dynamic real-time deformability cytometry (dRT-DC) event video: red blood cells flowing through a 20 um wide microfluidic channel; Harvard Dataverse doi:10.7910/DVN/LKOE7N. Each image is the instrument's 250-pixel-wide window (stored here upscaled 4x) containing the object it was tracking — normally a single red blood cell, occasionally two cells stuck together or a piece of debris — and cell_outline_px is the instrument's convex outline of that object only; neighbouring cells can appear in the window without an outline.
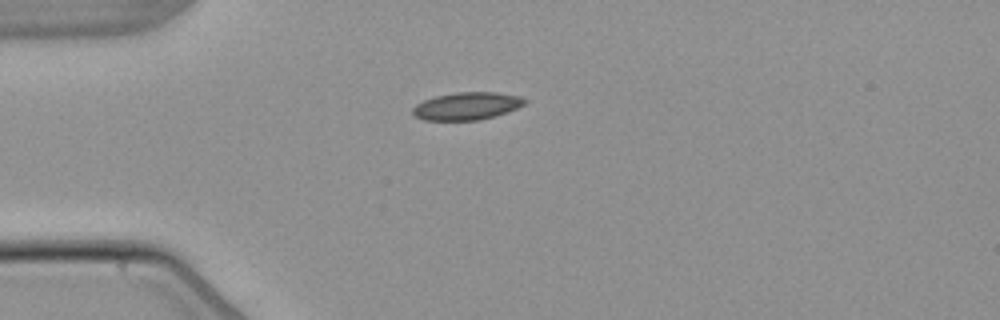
{"species": "common noctule bat (a hibernating species)", "species_latin": "Nyctalus noctula", "temperature_condition": "warm", "stored_images_in_passage": 3, "camera_frame_rate_fps": 3000, "um_per_image_px": 0.085, "animal": {"sex": "male", "body_mass_g": 21.5, "forearm_length_mm": 52.0}, "frame": {"image": 1, "passage_image": 1, "time_ms": 0.0, "image_size_px": [1000, 320], "cell_outline_px": [[528, 100], [524, 104], [516, 108], [496, 116], [480, 120], [424, 120], [416, 116], [412, 112], [412, 108], [416, 104], [424, 100], [436, 96], [456, 92], [496, 92], [520, 96]], "centroid_in_image_um": [39.69, 9.01], "position_along_channel_um": 45.3, "area_um2": 17.98}}
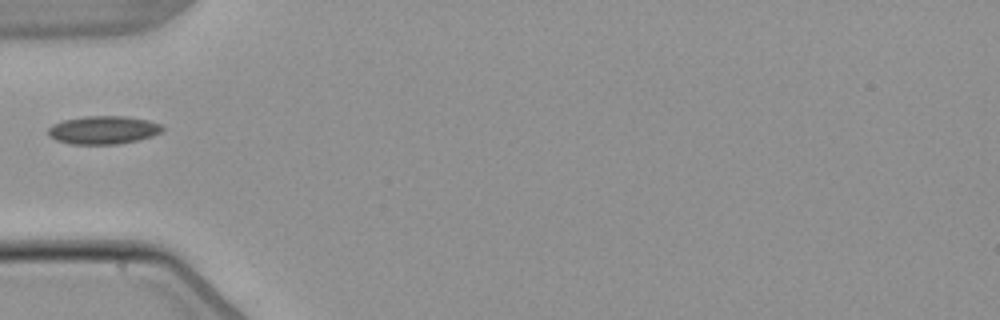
{"frame": {"image": 2, "passage_image": 2, "time_ms": 1.333, "image_size_px": [1000, 320], "cell_outline_px": [[164, 128], [160, 132], [152, 136], [136, 140], [116, 144], [72, 144], [56, 140], [48, 136], [48, 128], [52, 124], [64, 120], [84, 116], [124, 116], [148, 120], [160, 124]], "centroid_in_image_um": [8.75, 11.04], "position_along_channel_um": 76.3, "area_um2": 18.67}}
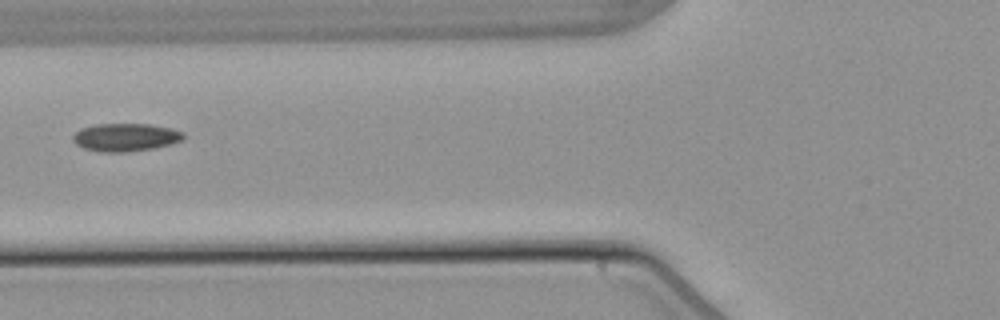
{"frame": {"image": 3, "passage_image": 3, "time_ms": 2.333, "image_size_px": [1000, 320], "cell_outline_px": [[184, 140], [172, 144], [152, 148], [124, 152], [104, 152], [84, 148], [76, 144], [72, 140], [72, 136], [80, 128], [96, 124], [148, 124], [172, 128], [184, 132]], "centroid_in_image_um": [10.68, 11.66], "position_along_channel_um": 115.1, "area_um2": 18.03}}